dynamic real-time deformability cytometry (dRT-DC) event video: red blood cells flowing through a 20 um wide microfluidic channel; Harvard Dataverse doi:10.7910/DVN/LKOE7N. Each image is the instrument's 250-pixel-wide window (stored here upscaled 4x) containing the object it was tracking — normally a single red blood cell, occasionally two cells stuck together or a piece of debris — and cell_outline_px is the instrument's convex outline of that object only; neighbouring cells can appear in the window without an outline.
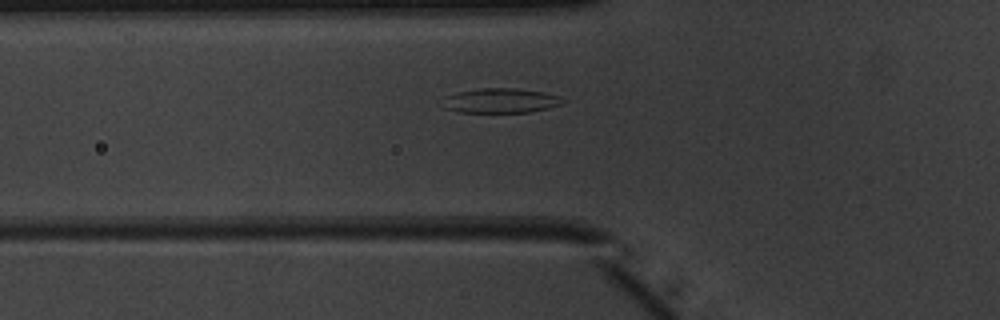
{"species": "common noctule bat (a hibernating species)", "species_latin": "Nyctalus noctula", "temperature_condition": "warm", "stored_images_in_passage": 34, "camera_frame_rate_fps": 3000, "um_per_image_px": 0.085, "animal": {"sex": "male", "body_mass_g": 20.1, "forearm_length_mm": 53.5}, "frame": {"image": 1, "passage_image": 2, "time_ms": 0.333, "image_size_px": [1000, 320], "cell_outline_px": [[568, 100], [564, 104], [548, 108], [528, 112], [460, 112], [444, 108], [444, 96], [456, 92], [480, 88], [516, 88], [544, 92], [560, 96]], "centroid_in_image_um": [42.6, 8.54], "position_along_channel_um": 83.2, "area_um2": 17.46}}
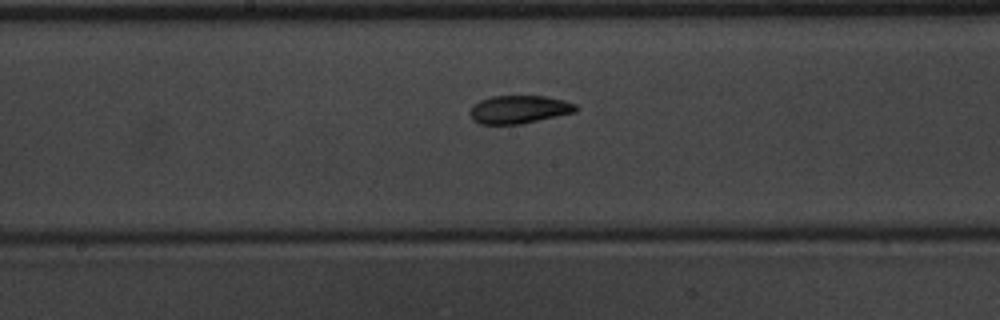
{"frame": {"image": 2, "passage_image": 11, "time_ms": 3.333, "image_size_px": [1000, 320], "cell_outline_px": [[580, 108], [576, 112], [520, 124], [480, 124], [472, 120], [468, 112], [472, 104], [480, 100], [492, 96], [544, 96], [564, 100], [576, 104]], "centroid_in_image_um": [44.1, 9.3], "position_along_channel_um": 204.1, "area_um2": 17.51}}
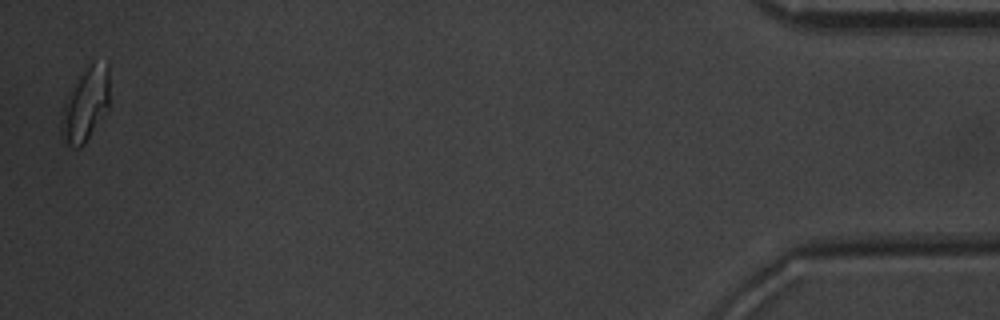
{"frame": {"image": 3, "passage_image": 34, "time_ms": 11.0, "image_size_px": [1000, 320], "cell_outline_px": [[108, 104], [84, 144], [80, 148], [72, 148], [64, 144], [60, 128], [60, 112], [68, 96], [88, 64], [92, 60], [108, 64]], "centroid_in_image_um": [7.22, 8.92], "position_along_channel_um": 428.0, "area_um2": 20.11}, "authors_computed_cell_mechanics": {"area_um2": 17.6001, "velocity_mm_per_s": 3.9889, "shape_relaxation_time_tau1_ms": 4.1706, "shape_relaxation_time_tau2_ms": 2.1854, "deformation_change_tau1": 0.1425, "deformation_change_tau2": 0.0707}}